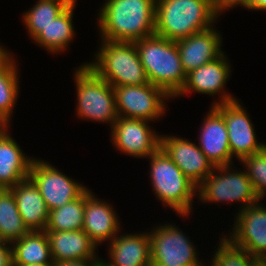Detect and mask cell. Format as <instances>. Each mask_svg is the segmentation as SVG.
Returning a JSON list of instances; mask_svg holds the SVG:
<instances>
[{
	"mask_svg": "<svg viewBox=\"0 0 266 266\" xmlns=\"http://www.w3.org/2000/svg\"><path fill=\"white\" fill-rule=\"evenodd\" d=\"M97 13L102 40L137 42L155 34L156 0H103Z\"/></svg>",
	"mask_w": 266,
	"mask_h": 266,
	"instance_id": "1",
	"label": "cell"
},
{
	"mask_svg": "<svg viewBox=\"0 0 266 266\" xmlns=\"http://www.w3.org/2000/svg\"><path fill=\"white\" fill-rule=\"evenodd\" d=\"M215 0H156L155 34L177 41L216 24Z\"/></svg>",
	"mask_w": 266,
	"mask_h": 266,
	"instance_id": "2",
	"label": "cell"
},
{
	"mask_svg": "<svg viewBox=\"0 0 266 266\" xmlns=\"http://www.w3.org/2000/svg\"><path fill=\"white\" fill-rule=\"evenodd\" d=\"M134 43L149 83L173 99L186 81L176 41L154 34Z\"/></svg>",
	"mask_w": 266,
	"mask_h": 266,
	"instance_id": "3",
	"label": "cell"
},
{
	"mask_svg": "<svg viewBox=\"0 0 266 266\" xmlns=\"http://www.w3.org/2000/svg\"><path fill=\"white\" fill-rule=\"evenodd\" d=\"M149 179L156 198L163 207L172 209L181 218L190 215L193 209L197 186L190 181L181 169L159 147L149 157Z\"/></svg>",
	"mask_w": 266,
	"mask_h": 266,
	"instance_id": "4",
	"label": "cell"
},
{
	"mask_svg": "<svg viewBox=\"0 0 266 266\" xmlns=\"http://www.w3.org/2000/svg\"><path fill=\"white\" fill-rule=\"evenodd\" d=\"M100 40L94 61L84 64L112 87L149 83L135 43Z\"/></svg>",
	"mask_w": 266,
	"mask_h": 266,
	"instance_id": "5",
	"label": "cell"
},
{
	"mask_svg": "<svg viewBox=\"0 0 266 266\" xmlns=\"http://www.w3.org/2000/svg\"><path fill=\"white\" fill-rule=\"evenodd\" d=\"M74 71L77 90L76 117L109 124L112 128L118 119L113 87L84 63Z\"/></svg>",
	"mask_w": 266,
	"mask_h": 266,
	"instance_id": "6",
	"label": "cell"
},
{
	"mask_svg": "<svg viewBox=\"0 0 266 266\" xmlns=\"http://www.w3.org/2000/svg\"><path fill=\"white\" fill-rule=\"evenodd\" d=\"M231 165L216 166L197 187L200 203L241 202L240 210L259 201L253 184L245 170L233 169Z\"/></svg>",
	"mask_w": 266,
	"mask_h": 266,
	"instance_id": "7",
	"label": "cell"
},
{
	"mask_svg": "<svg viewBox=\"0 0 266 266\" xmlns=\"http://www.w3.org/2000/svg\"><path fill=\"white\" fill-rule=\"evenodd\" d=\"M174 224L163 223L151 228V261L159 266H194L200 263L197 246Z\"/></svg>",
	"mask_w": 266,
	"mask_h": 266,
	"instance_id": "8",
	"label": "cell"
},
{
	"mask_svg": "<svg viewBox=\"0 0 266 266\" xmlns=\"http://www.w3.org/2000/svg\"><path fill=\"white\" fill-rule=\"evenodd\" d=\"M113 89L118 117L155 122L165 116V102L172 99L163 89L151 83L124 85Z\"/></svg>",
	"mask_w": 266,
	"mask_h": 266,
	"instance_id": "9",
	"label": "cell"
},
{
	"mask_svg": "<svg viewBox=\"0 0 266 266\" xmlns=\"http://www.w3.org/2000/svg\"><path fill=\"white\" fill-rule=\"evenodd\" d=\"M28 177L38 188L49 211L79 198L88 189L40 158L33 159Z\"/></svg>",
	"mask_w": 266,
	"mask_h": 266,
	"instance_id": "10",
	"label": "cell"
},
{
	"mask_svg": "<svg viewBox=\"0 0 266 266\" xmlns=\"http://www.w3.org/2000/svg\"><path fill=\"white\" fill-rule=\"evenodd\" d=\"M240 102L235 99L214 106L224 116L231 155L239 161L266 147V143L258 142L251 117Z\"/></svg>",
	"mask_w": 266,
	"mask_h": 266,
	"instance_id": "11",
	"label": "cell"
},
{
	"mask_svg": "<svg viewBox=\"0 0 266 266\" xmlns=\"http://www.w3.org/2000/svg\"><path fill=\"white\" fill-rule=\"evenodd\" d=\"M149 122L118 117L110 131L112 145L131 157L148 158L160 147V134L151 128Z\"/></svg>",
	"mask_w": 266,
	"mask_h": 266,
	"instance_id": "12",
	"label": "cell"
},
{
	"mask_svg": "<svg viewBox=\"0 0 266 266\" xmlns=\"http://www.w3.org/2000/svg\"><path fill=\"white\" fill-rule=\"evenodd\" d=\"M225 54L224 52L213 61L186 74L184 86L174 98H179L184 94L187 95L189 92L191 93V91L199 94H207L212 97H215L216 94L218 96L221 94V98L219 97L218 101H213L210 106L238 99L232 96L228 91L225 92V86L232 74V66L228 62L229 59Z\"/></svg>",
	"mask_w": 266,
	"mask_h": 266,
	"instance_id": "13",
	"label": "cell"
},
{
	"mask_svg": "<svg viewBox=\"0 0 266 266\" xmlns=\"http://www.w3.org/2000/svg\"><path fill=\"white\" fill-rule=\"evenodd\" d=\"M258 202L236 213L232 232L226 234L236 246L254 258H266V205Z\"/></svg>",
	"mask_w": 266,
	"mask_h": 266,
	"instance_id": "14",
	"label": "cell"
},
{
	"mask_svg": "<svg viewBox=\"0 0 266 266\" xmlns=\"http://www.w3.org/2000/svg\"><path fill=\"white\" fill-rule=\"evenodd\" d=\"M160 147L197 187L215 168L192 140L161 134Z\"/></svg>",
	"mask_w": 266,
	"mask_h": 266,
	"instance_id": "15",
	"label": "cell"
},
{
	"mask_svg": "<svg viewBox=\"0 0 266 266\" xmlns=\"http://www.w3.org/2000/svg\"><path fill=\"white\" fill-rule=\"evenodd\" d=\"M120 218L113 205L98 198L87 189L85 191V211L82 230L88 234L90 239L99 246L120 234Z\"/></svg>",
	"mask_w": 266,
	"mask_h": 266,
	"instance_id": "16",
	"label": "cell"
},
{
	"mask_svg": "<svg viewBox=\"0 0 266 266\" xmlns=\"http://www.w3.org/2000/svg\"><path fill=\"white\" fill-rule=\"evenodd\" d=\"M217 30L215 26H212L176 41L182 67L186 74L226 52L221 50L223 38Z\"/></svg>",
	"mask_w": 266,
	"mask_h": 266,
	"instance_id": "17",
	"label": "cell"
},
{
	"mask_svg": "<svg viewBox=\"0 0 266 266\" xmlns=\"http://www.w3.org/2000/svg\"><path fill=\"white\" fill-rule=\"evenodd\" d=\"M202 122L197 143L200 150L215 167L233 164L224 116L211 106Z\"/></svg>",
	"mask_w": 266,
	"mask_h": 266,
	"instance_id": "18",
	"label": "cell"
},
{
	"mask_svg": "<svg viewBox=\"0 0 266 266\" xmlns=\"http://www.w3.org/2000/svg\"><path fill=\"white\" fill-rule=\"evenodd\" d=\"M109 261L106 266H144L151 261L149 232L116 235L108 243Z\"/></svg>",
	"mask_w": 266,
	"mask_h": 266,
	"instance_id": "19",
	"label": "cell"
},
{
	"mask_svg": "<svg viewBox=\"0 0 266 266\" xmlns=\"http://www.w3.org/2000/svg\"><path fill=\"white\" fill-rule=\"evenodd\" d=\"M49 240L53 262L77 259H103L96 251L97 245L83 230L45 231Z\"/></svg>",
	"mask_w": 266,
	"mask_h": 266,
	"instance_id": "20",
	"label": "cell"
},
{
	"mask_svg": "<svg viewBox=\"0 0 266 266\" xmlns=\"http://www.w3.org/2000/svg\"><path fill=\"white\" fill-rule=\"evenodd\" d=\"M18 211L29 231H45L49 210L34 182L28 177L11 187Z\"/></svg>",
	"mask_w": 266,
	"mask_h": 266,
	"instance_id": "21",
	"label": "cell"
},
{
	"mask_svg": "<svg viewBox=\"0 0 266 266\" xmlns=\"http://www.w3.org/2000/svg\"><path fill=\"white\" fill-rule=\"evenodd\" d=\"M23 152L9 132L0 138V189H10L28 178L35 157Z\"/></svg>",
	"mask_w": 266,
	"mask_h": 266,
	"instance_id": "22",
	"label": "cell"
},
{
	"mask_svg": "<svg viewBox=\"0 0 266 266\" xmlns=\"http://www.w3.org/2000/svg\"><path fill=\"white\" fill-rule=\"evenodd\" d=\"M13 266L54 264L45 231H29L12 244Z\"/></svg>",
	"mask_w": 266,
	"mask_h": 266,
	"instance_id": "23",
	"label": "cell"
},
{
	"mask_svg": "<svg viewBox=\"0 0 266 266\" xmlns=\"http://www.w3.org/2000/svg\"><path fill=\"white\" fill-rule=\"evenodd\" d=\"M73 17L74 9H65L33 41L50 54L64 53L76 38Z\"/></svg>",
	"mask_w": 266,
	"mask_h": 266,
	"instance_id": "24",
	"label": "cell"
},
{
	"mask_svg": "<svg viewBox=\"0 0 266 266\" xmlns=\"http://www.w3.org/2000/svg\"><path fill=\"white\" fill-rule=\"evenodd\" d=\"M10 52L0 60V112L11 120L20 93V73L17 60Z\"/></svg>",
	"mask_w": 266,
	"mask_h": 266,
	"instance_id": "25",
	"label": "cell"
},
{
	"mask_svg": "<svg viewBox=\"0 0 266 266\" xmlns=\"http://www.w3.org/2000/svg\"><path fill=\"white\" fill-rule=\"evenodd\" d=\"M29 232L10 189H0V239L12 244Z\"/></svg>",
	"mask_w": 266,
	"mask_h": 266,
	"instance_id": "26",
	"label": "cell"
},
{
	"mask_svg": "<svg viewBox=\"0 0 266 266\" xmlns=\"http://www.w3.org/2000/svg\"><path fill=\"white\" fill-rule=\"evenodd\" d=\"M85 211V192L62 207L49 211L45 231L82 230Z\"/></svg>",
	"mask_w": 266,
	"mask_h": 266,
	"instance_id": "27",
	"label": "cell"
},
{
	"mask_svg": "<svg viewBox=\"0 0 266 266\" xmlns=\"http://www.w3.org/2000/svg\"><path fill=\"white\" fill-rule=\"evenodd\" d=\"M65 10L52 0H38L22 14V21L31 40H34L60 13Z\"/></svg>",
	"mask_w": 266,
	"mask_h": 266,
	"instance_id": "28",
	"label": "cell"
},
{
	"mask_svg": "<svg viewBox=\"0 0 266 266\" xmlns=\"http://www.w3.org/2000/svg\"><path fill=\"white\" fill-rule=\"evenodd\" d=\"M219 236V244L215 249L210 266H251L254 257L244 248L236 246L226 235Z\"/></svg>",
	"mask_w": 266,
	"mask_h": 266,
	"instance_id": "29",
	"label": "cell"
},
{
	"mask_svg": "<svg viewBox=\"0 0 266 266\" xmlns=\"http://www.w3.org/2000/svg\"><path fill=\"white\" fill-rule=\"evenodd\" d=\"M239 162L243 164L259 200H264L266 196V147L257 153L245 156Z\"/></svg>",
	"mask_w": 266,
	"mask_h": 266,
	"instance_id": "30",
	"label": "cell"
},
{
	"mask_svg": "<svg viewBox=\"0 0 266 266\" xmlns=\"http://www.w3.org/2000/svg\"><path fill=\"white\" fill-rule=\"evenodd\" d=\"M0 266H13L12 246L0 239Z\"/></svg>",
	"mask_w": 266,
	"mask_h": 266,
	"instance_id": "31",
	"label": "cell"
},
{
	"mask_svg": "<svg viewBox=\"0 0 266 266\" xmlns=\"http://www.w3.org/2000/svg\"><path fill=\"white\" fill-rule=\"evenodd\" d=\"M102 259H77L54 262V266H100Z\"/></svg>",
	"mask_w": 266,
	"mask_h": 266,
	"instance_id": "32",
	"label": "cell"
},
{
	"mask_svg": "<svg viewBox=\"0 0 266 266\" xmlns=\"http://www.w3.org/2000/svg\"><path fill=\"white\" fill-rule=\"evenodd\" d=\"M247 1L248 0H215V5L221 15L223 12L226 13V11L234 7L240 6L242 8Z\"/></svg>",
	"mask_w": 266,
	"mask_h": 266,
	"instance_id": "33",
	"label": "cell"
},
{
	"mask_svg": "<svg viewBox=\"0 0 266 266\" xmlns=\"http://www.w3.org/2000/svg\"><path fill=\"white\" fill-rule=\"evenodd\" d=\"M243 8L252 11H266V0H248Z\"/></svg>",
	"mask_w": 266,
	"mask_h": 266,
	"instance_id": "34",
	"label": "cell"
},
{
	"mask_svg": "<svg viewBox=\"0 0 266 266\" xmlns=\"http://www.w3.org/2000/svg\"><path fill=\"white\" fill-rule=\"evenodd\" d=\"M11 123V120L6 117L3 113L0 112V138H2L4 135L8 133V129H10L9 126Z\"/></svg>",
	"mask_w": 266,
	"mask_h": 266,
	"instance_id": "35",
	"label": "cell"
},
{
	"mask_svg": "<svg viewBox=\"0 0 266 266\" xmlns=\"http://www.w3.org/2000/svg\"><path fill=\"white\" fill-rule=\"evenodd\" d=\"M60 4L65 9H75L77 0H52Z\"/></svg>",
	"mask_w": 266,
	"mask_h": 266,
	"instance_id": "36",
	"label": "cell"
},
{
	"mask_svg": "<svg viewBox=\"0 0 266 266\" xmlns=\"http://www.w3.org/2000/svg\"><path fill=\"white\" fill-rule=\"evenodd\" d=\"M9 52V49L6 47L4 48L3 45L0 43V60Z\"/></svg>",
	"mask_w": 266,
	"mask_h": 266,
	"instance_id": "37",
	"label": "cell"
},
{
	"mask_svg": "<svg viewBox=\"0 0 266 266\" xmlns=\"http://www.w3.org/2000/svg\"><path fill=\"white\" fill-rule=\"evenodd\" d=\"M29 266H54V264H34Z\"/></svg>",
	"mask_w": 266,
	"mask_h": 266,
	"instance_id": "38",
	"label": "cell"
},
{
	"mask_svg": "<svg viewBox=\"0 0 266 266\" xmlns=\"http://www.w3.org/2000/svg\"><path fill=\"white\" fill-rule=\"evenodd\" d=\"M144 266H159L157 264H155L154 262L150 261L149 263H147L146 265Z\"/></svg>",
	"mask_w": 266,
	"mask_h": 266,
	"instance_id": "39",
	"label": "cell"
},
{
	"mask_svg": "<svg viewBox=\"0 0 266 266\" xmlns=\"http://www.w3.org/2000/svg\"><path fill=\"white\" fill-rule=\"evenodd\" d=\"M205 264L201 261L200 263L194 265V266H204Z\"/></svg>",
	"mask_w": 266,
	"mask_h": 266,
	"instance_id": "40",
	"label": "cell"
}]
</instances>
